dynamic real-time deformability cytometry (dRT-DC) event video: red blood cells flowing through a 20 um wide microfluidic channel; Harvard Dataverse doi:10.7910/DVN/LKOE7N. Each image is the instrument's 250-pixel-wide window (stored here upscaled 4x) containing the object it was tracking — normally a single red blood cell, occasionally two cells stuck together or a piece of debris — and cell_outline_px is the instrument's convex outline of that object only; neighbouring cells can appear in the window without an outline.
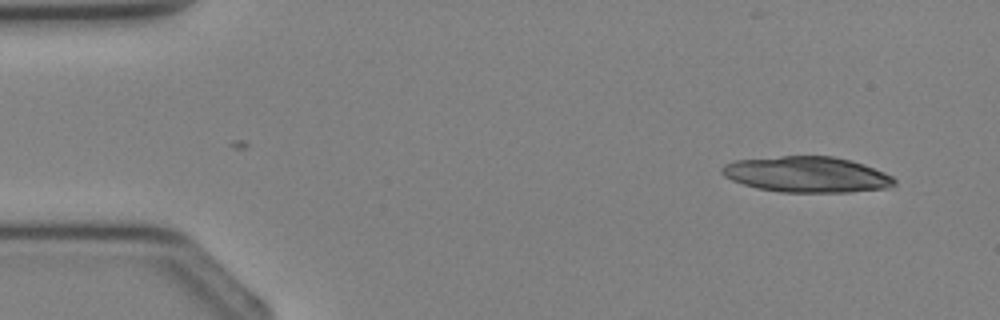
{"species": "Egyptian fruit bat (a non-hibernating species)", "species_latin": "Rousettus aegyptiacus", "temperature_condition": "cold", "stored_images_in_passage": 3, "camera_frame_rate_fps": 3000, "um_per_image_px": 0.085, "animal": {"sex": "female"}, "frame": {"image": 1, "passage_image": 1, "time_ms": 0.0, "image_size_px": [1000, 320], "cell_outline_px": [[896, 184], [892, 188], [852, 192], [780, 192], [756, 188], [732, 180], [724, 176], [720, 172], [720, 168], [724, 164], [736, 160], [780, 156], [832, 156], [864, 164], [884, 172], [892, 176], [896, 180]], "centroid_in_image_um": [68.6, 14.84], "position_along_channel_um": 16.4, "area_um2": 36.18}}